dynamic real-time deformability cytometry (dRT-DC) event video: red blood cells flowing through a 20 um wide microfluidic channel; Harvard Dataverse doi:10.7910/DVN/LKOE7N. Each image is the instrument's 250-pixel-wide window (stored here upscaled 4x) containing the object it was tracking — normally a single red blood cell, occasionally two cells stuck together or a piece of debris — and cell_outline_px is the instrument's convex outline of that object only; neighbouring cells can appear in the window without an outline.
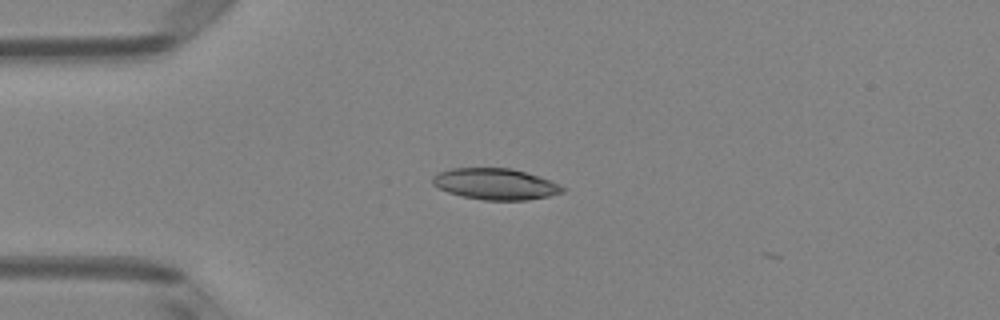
{"species": "Egyptian fruit bat (a non-hibernating species)", "species_latin": "Rousettus aegyptiacus", "temperature_condition": "room temperature", "stored_images_in_passage": 5, "camera_frame_rate_fps": 3000, "um_per_image_px": 0.085, "animal": {"sex": "female"}, "frame": {"image": 1, "passage_image": 3, "time_ms": 0.667, "image_size_px": [1000, 320], "cell_outline_px": [[568, 188], [564, 192], [548, 196], [528, 200], [484, 200], [460, 196], [448, 192], [432, 184], [432, 176], [440, 172], [452, 168], [512, 168], [540, 176]], "centroid_in_image_um": [42.13, 15.64], "position_along_channel_um": 42.9, "area_um2": 23.76}}